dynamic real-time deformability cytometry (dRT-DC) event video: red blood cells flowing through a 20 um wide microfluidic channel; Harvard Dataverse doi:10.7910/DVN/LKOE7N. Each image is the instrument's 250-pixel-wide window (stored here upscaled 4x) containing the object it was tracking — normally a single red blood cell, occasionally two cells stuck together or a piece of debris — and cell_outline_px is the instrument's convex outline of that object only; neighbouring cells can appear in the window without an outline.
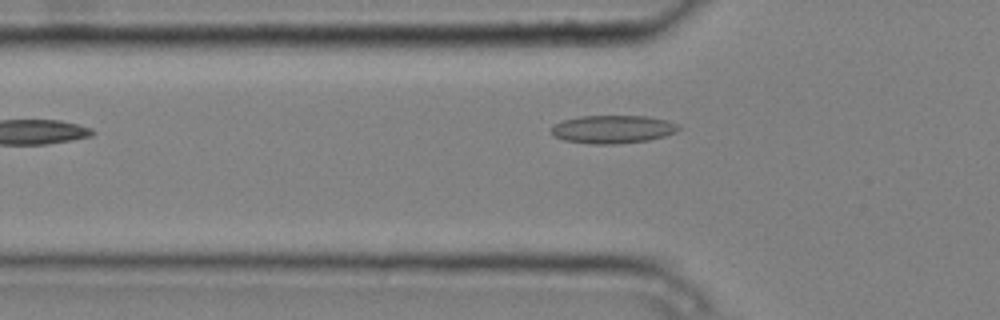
{"species": "common noctule bat (a hibernating species)", "species_latin": "Nyctalus noctula", "temperature_condition": "cold", "stored_images_in_passage": 5, "camera_frame_rate_fps": 3000, "um_per_image_px": 0.085, "animal": {"sex": "male", "body_mass_g": 20.4}, "frame": {"image": 1, "passage_image": 2, "time_ms": 0.333, "image_size_px": [1000, 320], "cell_outline_px": [[680, 128], [676, 132], [664, 136], [648, 140], [616, 144], [592, 144], [564, 140], [552, 136], [552, 124], [564, 120], [580, 116], [648, 116], [668, 120], [680, 124]], "centroid_in_image_um": [52.1, 10.98], "position_along_channel_um": 73.7, "area_um2": 20.98}}
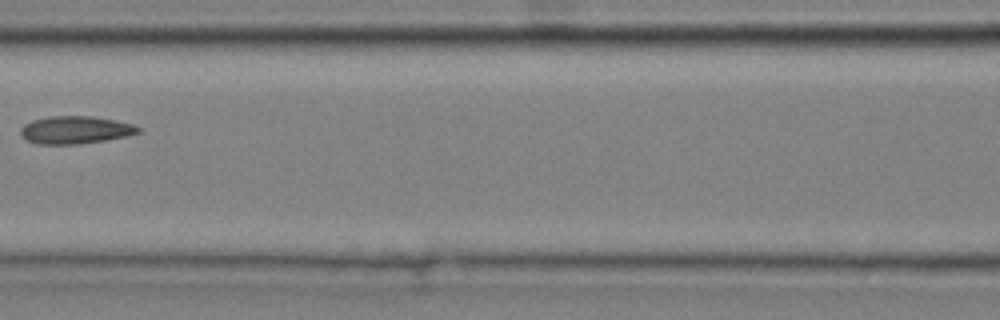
{"frame": {"image": 2, "passage_image": 4, "time_ms": 1.0, "image_size_px": [1000, 320], "cell_outline_px": [[140, 132], [128, 136], [80, 144], [36, 144], [24, 140], [20, 132], [20, 128], [24, 124], [32, 120], [48, 116], [92, 116], [116, 120], [132, 124], [140, 128]], "centroid_in_image_um": [6.37, 11.04], "position_along_channel_um": 160.2, "area_um2": 19.13}}
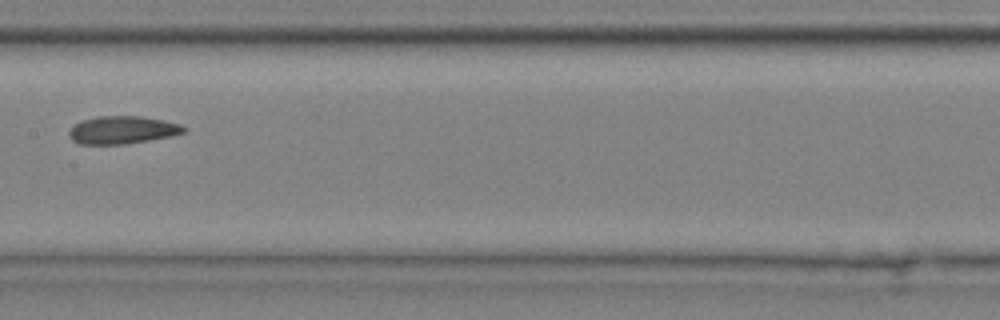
{"frame": {"image": 3, "passage_image": 5, "time_ms": 1.333, "image_size_px": [1000, 320], "cell_outline_px": [[188, 128], [184, 132], [172, 136], [124, 144], [80, 144], [72, 140], [68, 136], [68, 132], [76, 124], [84, 120], [100, 116], [140, 116], [180, 124]], "centroid_in_image_um": [10.41, 11.05], "position_along_channel_um": 197.0, "area_um2": 18.32}}